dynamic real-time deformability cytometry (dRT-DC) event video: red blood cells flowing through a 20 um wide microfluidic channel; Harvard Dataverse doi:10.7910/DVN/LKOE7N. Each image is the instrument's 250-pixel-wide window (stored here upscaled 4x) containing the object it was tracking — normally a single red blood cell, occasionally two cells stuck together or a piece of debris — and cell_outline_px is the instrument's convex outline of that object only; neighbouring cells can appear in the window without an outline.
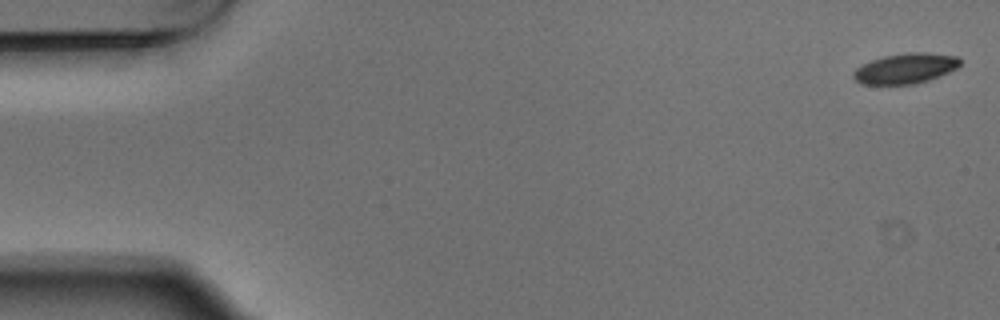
{"species": "Egyptian fruit bat (a non-hibernating species)", "species_latin": "Rousettus aegyptiacus", "temperature_condition": "warm", "stored_images_in_passage": 9, "camera_frame_rate_fps": 3000, "um_per_image_px": 0.085, "animal": {"sex": "male"}, "frame": {"image": 1, "passage_image": 1, "time_ms": 0.0, "image_size_px": [1000, 320], "cell_outline_px": [[960, 64], [956, 68], [940, 76], [928, 80], [912, 84], [860, 84], [852, 76], [852, 72], [856, 68], [872, 60], [884, 56], [908, 52], [928, 52], [960, 56]], "centroid_in_image_um": [76.98, 5.8], "position_along_channel_um": 8.0, "area_um2": 18.84}}
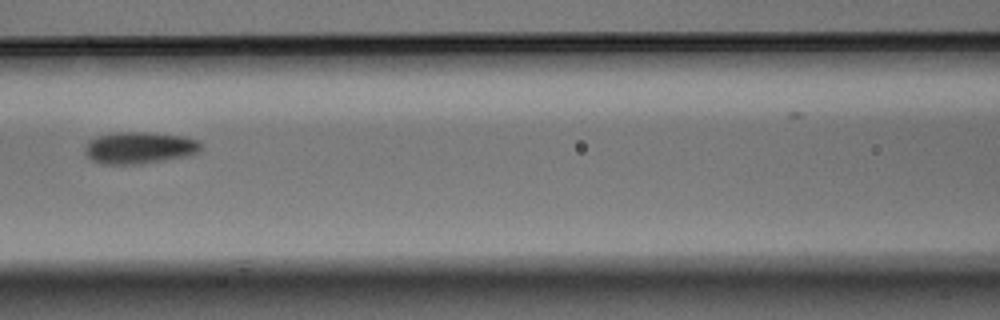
{"frame": {"image": 2, "passage_image": 6, "time_ms": 1.667, "image_size_px": [1000, 320], "cell_outline_px": [[204, 148], [200, 152], [192, 156], [140, 164], [100, 164], [92, 160], [84, 152], [84, 148], [88, 140], [96, 136], [112, 132], [152, 132], [184, 136], [196, 140], [204, 144]], "centroid_in_image_um": [11.9, 12.56], "position_along_channel_um": 154.7, "area_um2": 22.2}}
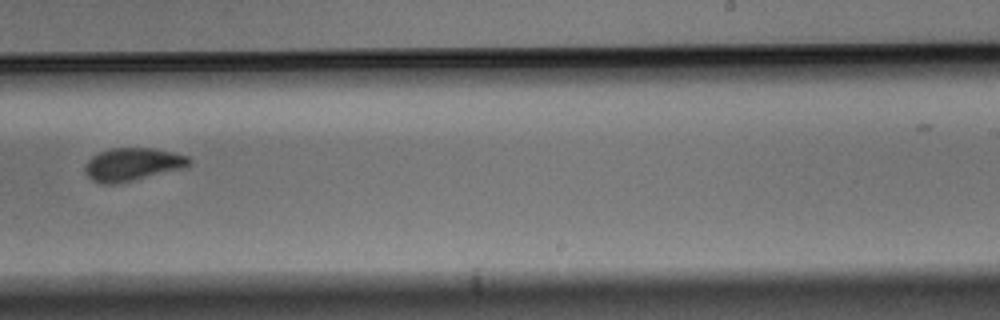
{"frame": {"image": 3, "passage_image": 9, "time_ms": 2.667, "image_size_px": [1000, 320], "cell_outline_px": [[192, 160], [184, 168], [116, 184], [100, 184], [92, 180], [84, 172], [84, 164], [92, 156], [100, 152], [112, 148], [152, 148], [172, 152], [188, 156]], "centroid_in_image_um": [11.22, 13.97], "position_along_channel_um": 277.8, "area_um2": 19.94}}